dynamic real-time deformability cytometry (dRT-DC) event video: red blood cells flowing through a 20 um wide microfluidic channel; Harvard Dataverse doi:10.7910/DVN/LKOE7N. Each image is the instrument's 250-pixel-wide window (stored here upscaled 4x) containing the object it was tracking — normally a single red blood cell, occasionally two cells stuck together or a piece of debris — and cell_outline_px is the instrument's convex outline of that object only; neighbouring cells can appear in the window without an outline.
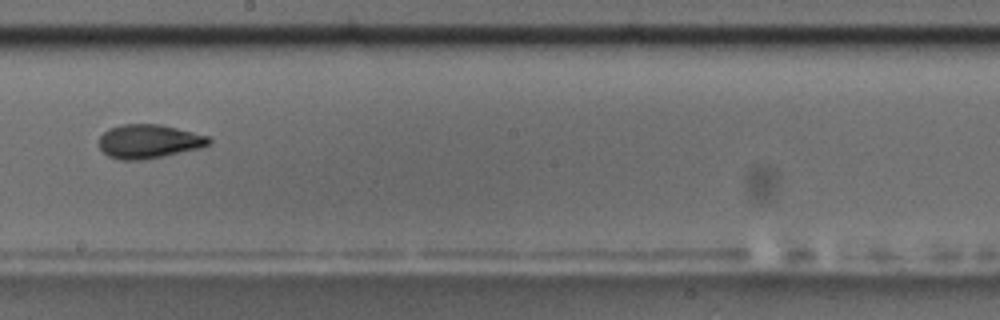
{"species": "common noctule bat (a hibernating species)", "species_latin": "Nyctalus noctula", "temperature_condition": "room temperature", "stored_images_in_passage": 12, "camera_frame_rate_fps": 3000, "um_per_image_px": 0.085, "animal": {"sex": "male", "body_mass_g": 17.5, "forearm_length_mm": 52.3}, "frame": {"image": 1, "passage_image": 6, "time_ms": 1.667, "image_size_px": [1000, 320], "cell_outline_px": [[212, 140], [208, 144], [200, 148], [164, 156], [144, 160], [120, 160], [108, 156], [100, 148], [100, 136], [108, 128], [120, 124], [160, 124], [208, 136]], "centroid_in_image_um": [12.63, 12.02], "position_along_channel_um": 235.6, "area_um2": 21.68}}
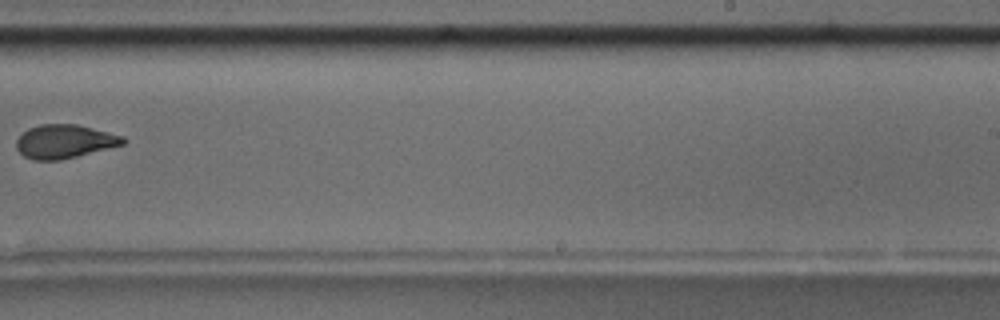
{"frame": {"image": 2, "passage_image": 7, "time_ms": 2.0, "image_size_px": [1000, 320], "cell_outline_px": [[128, 140], [124, 144], [60, 160], [32, 160], [24, 156], [16, 148], [16, 140], [28, 128], [40, 124], [76, 124], [124, 136]], "centroid_in_image_um": [5.48, 12.02], "position_along_channel_um": 283.5, "area_um2": 20.81}}